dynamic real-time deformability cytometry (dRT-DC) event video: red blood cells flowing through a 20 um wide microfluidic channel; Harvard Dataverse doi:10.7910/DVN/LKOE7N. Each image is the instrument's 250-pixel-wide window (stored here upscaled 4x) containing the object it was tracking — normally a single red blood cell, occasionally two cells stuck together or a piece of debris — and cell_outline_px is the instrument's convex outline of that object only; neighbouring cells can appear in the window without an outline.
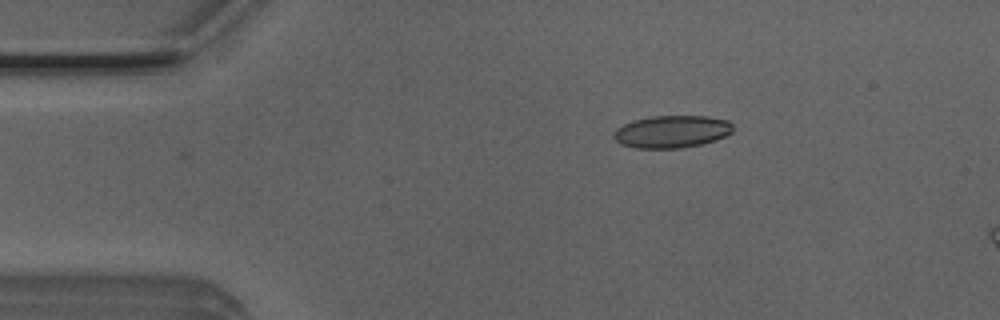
{"species": "Egyptian fruit bat (a non-hibernating species)", "species_latin": "Rousettus aegyptiacus", "temperature_condition": "room temperature", "stored_images_in_passage": 35, "camera_frame_rate_fps": 3000, "um_per_image_px": 0.085, "animal": {"sex": "male"}, "frame": {"image": 1, "passage_image": 2, "time_ms": 0.333, "image_size_px": [1000, 320], "cell_outline_px": [[732, 132], [716, 140], [684, 148], [636, 148], [620, 144], [612, 136], [612, 132], [616, 128], [624, 124], [636, 120], [652, 116], [708, 116], [728, 120], [732, 124]], "centroid_in_image_um": [57.09, 11.19], "position_along_channel_um": 27.9, "area_um2": 22.54}}
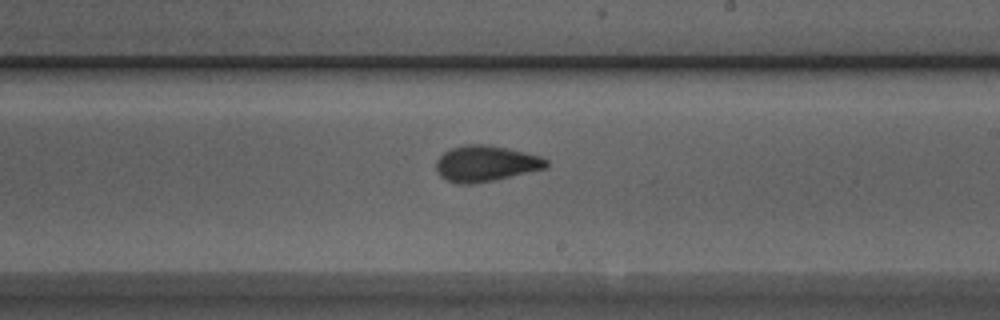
{"frame": {"image": 2, "passage_image": 23, "time_ms": 7.333, "image_size_px": [1000, 320], "cell_outline_px": [[548, 168], [492, 180], [472, 184], [460, 184], [448, 180], [440, 176], [436, 172], [436, 160], [444, 152], [452, 148], [464, 144], [484, 144], [508, 148], [540, 156], [548, 160]], "centroid_in_image_um": [41.28, 13.89], "position_along_channel_um": 247.7, "area_um2": 23.0}}
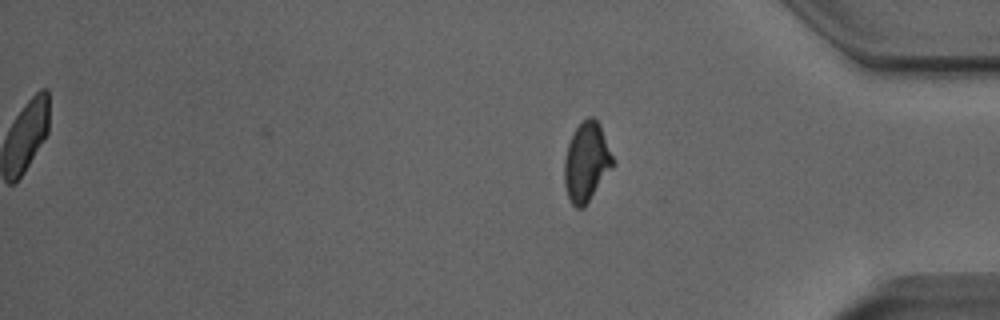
{"frame": {"image": 3, "passage_image": 35, "time_ms": 11.333, "image_size_px": [1000, 320], "cell_outline_px": [[612, 168], [584, 208], [576, 208], [572, 204], [568, 196], [564, 184], [564, 160], [568, 144], [572, 132], [588, 116], [592, 116], [600, 124], [612, 156]], "centroid_in_image_um": [49.82, 13.78], "position_along_channel_um": 385.4, "area_um2": 22.14}, "authors_computed_cell_mechanics": {"area_um2": 22.6576, "velocity_mm_per_s": 3.8991, "shape_relaxation_time_tau1_ms": 7.2008, "shape_relaxation_time_tau2_ms": 1.3761, "deformation_change_tau1": 0.1582, "deformation_change_tau2": 0.0723}}